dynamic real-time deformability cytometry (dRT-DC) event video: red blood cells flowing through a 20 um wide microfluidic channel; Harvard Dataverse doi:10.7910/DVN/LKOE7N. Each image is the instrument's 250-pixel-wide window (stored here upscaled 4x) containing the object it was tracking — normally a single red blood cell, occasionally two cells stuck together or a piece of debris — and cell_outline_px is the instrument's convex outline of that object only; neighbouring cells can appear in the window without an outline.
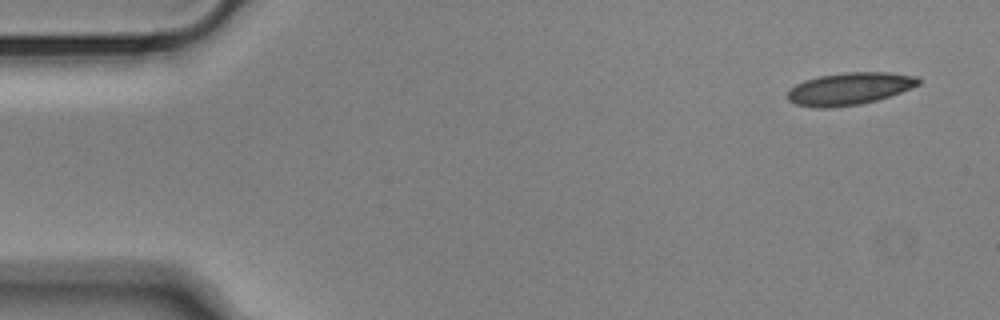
{"species": "Egyptian fruit bat (a non-hibernating species)", "species_latin": "Rousettus aegyptiacus", "temperature_condition": "cold", "stored_images_in_passage": 52, "camera_frame_rate_fps": 3000, "um_per_image_px": 0.085, "animal": {"sex": "male"}, "frame": {"image": 1, "passage_image": 1, "time_ms": 0.0, "image_size_px": [1000, 320], "cell_outline_px": [[920, 84], [900, 92], [876, 100], [860, 104], [832, 108], [816, 108], [796, 104], [788, 100], [788, 92], [796, 84], [804, 80], [820, 76], [844, 72], [888, 72], [916, 76], [920, 80]], "centroid_in_image_um": [72.19, 7.54], "position_along_channel_um": 12.8, "area_um2": 24.51}}
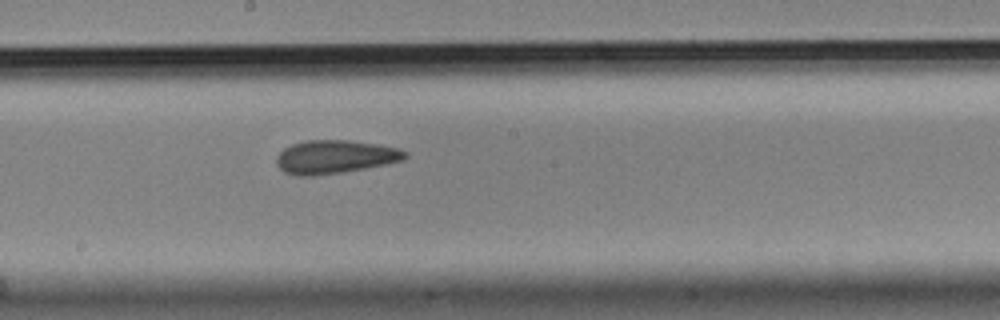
{"frame": {"image": 2, "passage_image": 27, "time_ms": 8.667, "image_size_px": [1000, 320], "cell_outline_px": [[408, 156], [404, 160], [364, 168], [340, 172], [312, 176], [296, 176], [284, 172], [276, 164], [276, 156], [284, 148], [292, 144], [308, 140], [348, 140], [376, 144], [396, 148], [408, 152]], "centroid_in_image_um": [28.44, 13.33], "position_along_channel_um": 219.8, "area_um2": 24.85}}
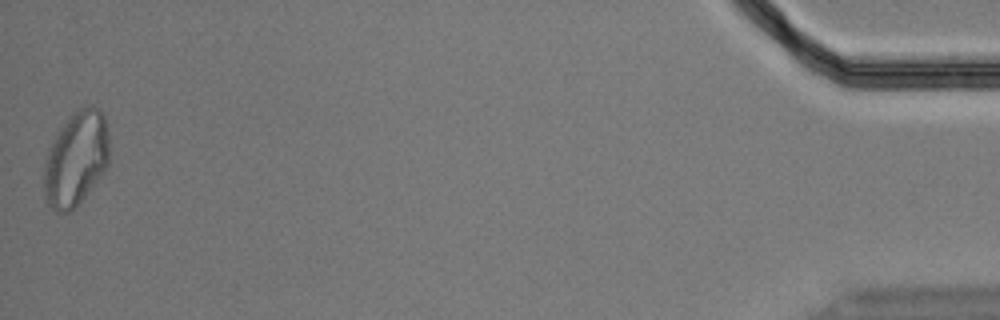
{"frame": {"image": 3, "passage_image": 52, "time_ms": 17.0, "image_size_px": [1000, 320], "cell_outline_px": [[108, 164], [104, 172], [84, 196], [68, 212], [56, 212], [48, 204], [44, 196], [44, 164], [48, 148], [60, 128], [68, 116], [72, 112], [88, 104], [96, 108], [104, 116], [108, 132]], "centroid_in_image_um": [6.44, 13.47], "position_along_channel_um": 428.8, "area_um2": 35.72}, "authors_computed_cell_mechanics": {"area_um2": 24.8829, "velocity_mm_per_s": 3.6435, "shape_relaxation_time_tau1_ms": null, "shape_relaxation_time_tau2_ms": 3.7384, "deformation_change_tau1": null, "deformation_change_tau2": 0.1121}}